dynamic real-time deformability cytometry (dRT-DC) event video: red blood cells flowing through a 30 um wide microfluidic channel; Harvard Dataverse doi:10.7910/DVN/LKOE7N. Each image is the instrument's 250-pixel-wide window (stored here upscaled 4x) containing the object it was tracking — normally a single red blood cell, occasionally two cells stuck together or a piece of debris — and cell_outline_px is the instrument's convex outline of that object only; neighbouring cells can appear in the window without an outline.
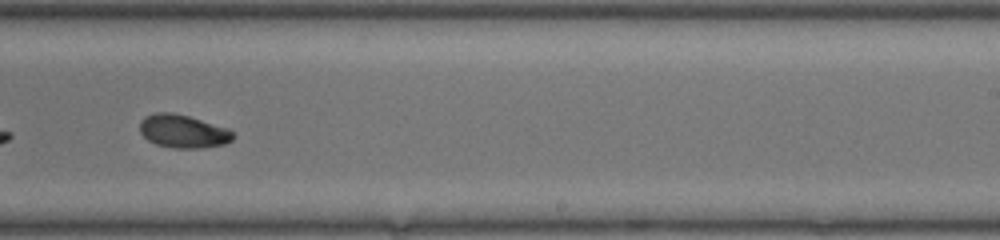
{"species": "common noctule bat (a hibernating species)", "species_latin": "Nyctalus noctula", "temperature_condition": "room temperature", "stored_images_in_passage": 29, "camera_frame_rate_fps": 3000, "um_per_image_px": 0.085, "animal": {"sex": "female", "body_mass_g": 20.0, "forearm_length_mm": 54.0}, "frame": {"image": 1, "passage_image": 17, "time_ms": 5.333, "image_size_px": [1000, 240], "cell_outline_px": [[232, 140], [224, 144], [200, 148], [172, 148], [156, 144], [148, 140], [140, 132], [140, 120], [144, 116], [156, 112], [172, 112], [188, 116], [228, 128], [232, 132]], "centroid_in_image_um": [15.52, 11.15], "position_along_channel_um": 273.5, "area_um2": 17.98}, "authors_computed_cell_mechanics": {"area_um2": 18.4382, "velocity_mm_per_s": 4.3866, "shape_relaxation_time_tau1_ms": 3.9496, "shape_relaxation_time_tau2_ms": 8.8382, "deformation_change_tau1": 0.1316, "deformation_change_tau2": 0.107}}